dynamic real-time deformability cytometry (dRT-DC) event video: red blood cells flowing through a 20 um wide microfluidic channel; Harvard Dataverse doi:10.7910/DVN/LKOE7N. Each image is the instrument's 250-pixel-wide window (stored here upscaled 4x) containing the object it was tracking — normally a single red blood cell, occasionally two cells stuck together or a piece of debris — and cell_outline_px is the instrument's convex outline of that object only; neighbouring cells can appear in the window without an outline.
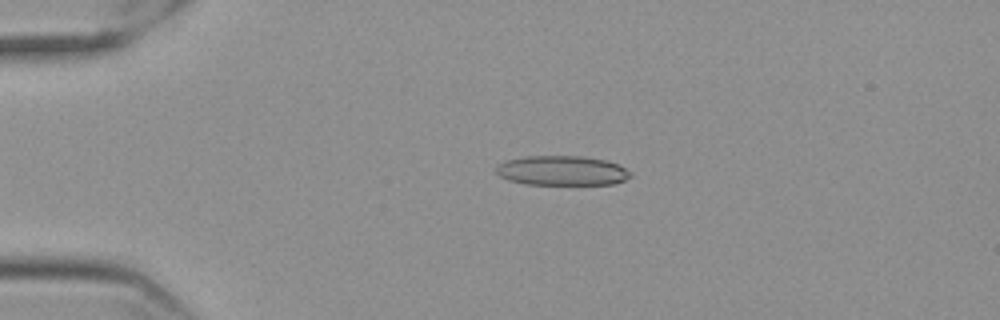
{"species": "Egyptian fruit bat (a non-hibernating species)", "species_latin": "Rousettus aegyptiacus", "temperature_condition": "cold", "stored_images_in_passage": 55, "camera_frame_rate_fps": 3000, "um_per_image_px": 0.085, "frame": {"image": 1, "passage_image": 11, "time_ms": 3.333, "image_size_px": [1000, 320], "cell_outline_px": [[632, 176], [624, 180], [612, 184], [524, 184], [508, 180], [500, 176], [496, 172], [496, 164], [504, 160], [524, 156], [584, 156], [608, 160], [632, 172]], "centroid_in_image_um": [47.74, 14.49], "position_along_channel_um": 37.3, "area_um2": 23.41}}
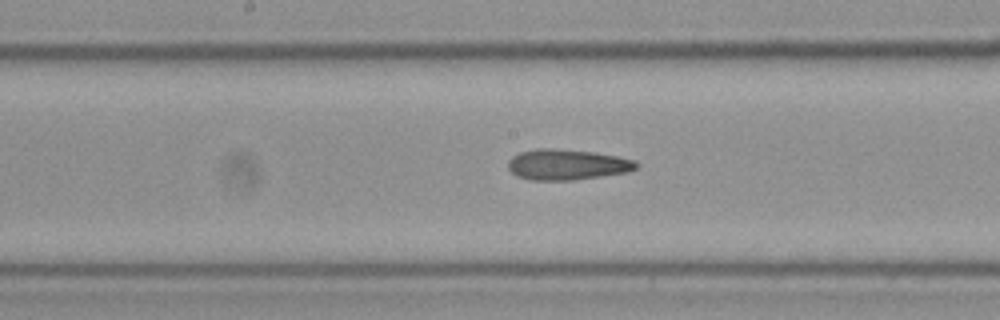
{"frame": {"image": 2, "passage_image": 28, "time_ms": 9.0, "image_size_px": [1000, 320], "cell_outline_px": [[640, 164], [636, 168], [628, 172], [572, 180], [532, 180], [516, 176], [508, 168], [508, 160], [512, 156], [520, 152], [536, 148], [552, 148], [596, 152], [636, 160]], "centroid_in_image_um": [48.2, 13.98], "position_along_channel_um": 200.0, "area_um2": 23.0}}
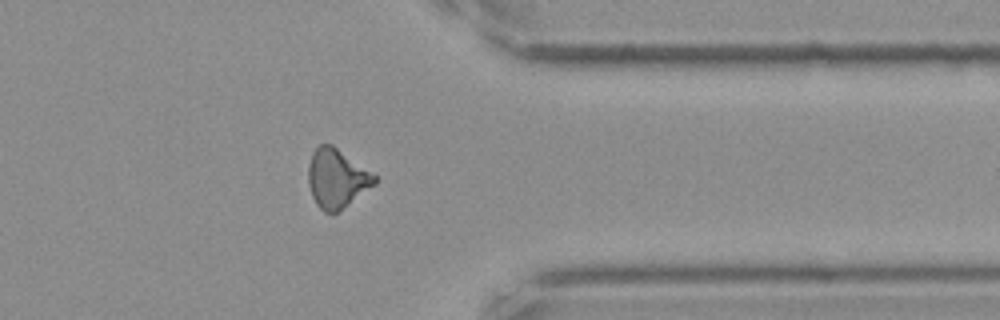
{"frame": {"image": 3, "passage_image": 44, "time_ms": 14.333, "image_size_px": [1000, 320], "cell_outline_px": [[376, 184], [336, 212], [324, 212], [316, 204], [312, 196], [308, 184], [308, 164], [312, 152], [320, 144], [332, 144], [376, 176]], "centroid_in_image_um": [28.59, 15.15], "position_along_channel_um": 382.8, "area_um2": 22.43}, "authors_computed_cell_mechanics": {"area_um2": 22.542, "velocity_mm_per_s": 3.5775, "shape_relaxation_time_tau1_ms": null, "shape_relaxation_time_tau2_ms": 4.8768, "deformation_change_tau1": null, "deformation_change_tau2": 0.1527}}